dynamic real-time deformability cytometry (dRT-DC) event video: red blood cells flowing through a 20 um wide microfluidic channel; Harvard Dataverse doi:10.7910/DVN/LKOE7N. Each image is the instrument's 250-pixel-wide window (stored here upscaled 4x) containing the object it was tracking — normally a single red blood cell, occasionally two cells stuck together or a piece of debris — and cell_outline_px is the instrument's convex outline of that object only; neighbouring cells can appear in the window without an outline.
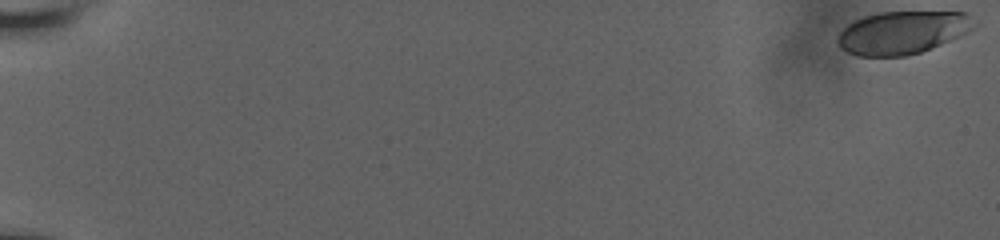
{"species": "human", "species_latin": "Homo sapiens", "temperature_condition": "room temperature", "stored_images_in_passage": 43, "camera_frame_rate_fps": 3000, "um_per_image_px": 0.085, "donor": {"sex": "male"}, "frame": {"image": 1, "passage_image": 1, "time_ms": 0.0, "image_size_px": [1000, 240], "cell_outline_px": [[980, 24], [976, 28], [960, 36], [920, 52], [904, 56], [856, 56], [840, 48], [836, 40], [840, 32], [848, 24], [864, 16], [880, 12], [968, 12]], "centroid_in_image_um": [76.75, 2.75], "position_along_channel_um": 8.2, "area_um2": 34.33}}
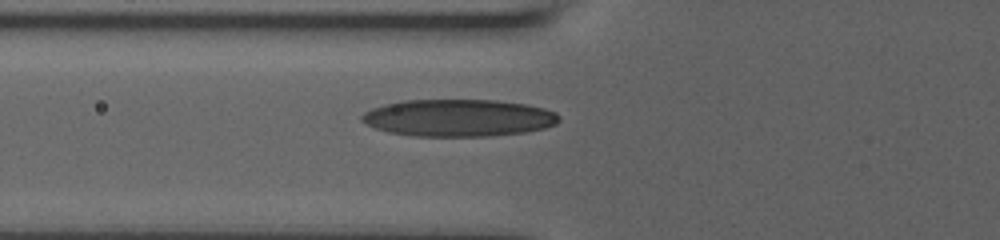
{"frame": {"image": 2, "passage_image": 25, "time_ms": 8.0, "image_size_px": [1000, 240], "cell_outline_px": [[560, 120], [556, 124], [544, 128], [524, 132], [488, 136], [412, 136], [388, 132], [376, 128], [360, 120], [360, 116], [364, 112], [372, 108], [384, 104], [404, 100], [496, 100], [528, 104], [544, 108], [556, 112], [560, 116]], "centroid_in_image_um": [38.98, 10.01], "position_along_channel_um": 86.8, "area_um2": 42.89}}
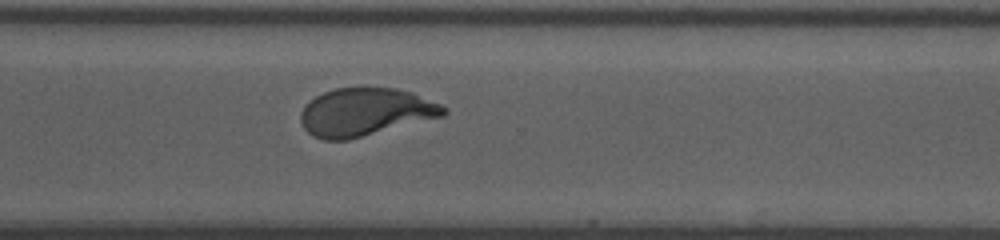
{"frame": {"image": 3, "passage_image": 43, "time_ms": 14.667, "image_size_px": [1000, 240], "cell_outline_px": [[448, 112], [444, 116], [348, 140], [324, 140], [312, 136], [304, 128], [300, 120], [300, 112], [316, 96], [324, 92], [336, 88], [396, 88], [412, 92], [440, 104], [448, 108]], "centroid_in_image_um": [31.07, 9.53], "position_along_channel_um": 339.5, "area_um2": 39.77}}